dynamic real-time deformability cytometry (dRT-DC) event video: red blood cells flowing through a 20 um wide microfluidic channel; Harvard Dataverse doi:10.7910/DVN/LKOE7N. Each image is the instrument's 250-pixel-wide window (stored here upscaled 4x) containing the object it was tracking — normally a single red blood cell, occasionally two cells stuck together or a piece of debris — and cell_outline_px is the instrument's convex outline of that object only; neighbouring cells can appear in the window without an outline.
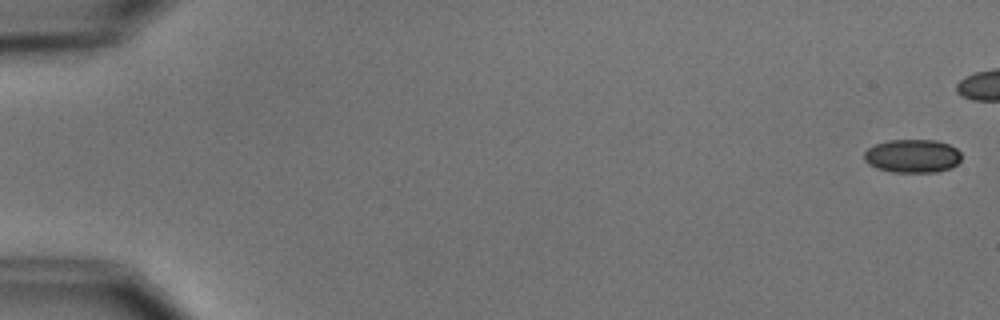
{"species": "common noctule bat (a hibernating species)", "species_latin": "Nyctalus noctula", "temperature_condition": "cold", "stored_images_in_passage": 33, "camera_frame_rate_fps": 3000, "um_per_image_px": 0.085, "animal": {"sex": "male", "body_mass_g": 15.6}, "frame": {"image": 1, "passage_image": 2, "time_ms": 0.333, "image_size_px": [1000, 320], "cell_outline_px": [[960, 160], [952, 168], [936, 172], [892, 172], [876, 168], [868, 164], [864, 160], [864, 152], [868, 148], [876, 144], [888, 140], [936, 140], [948, 144], [956, 148], [960, 152]], "centroid_in_image_um": [77.55, 13.26], "position_along_channel_um": 7.5, "area_um2": 19.02}}
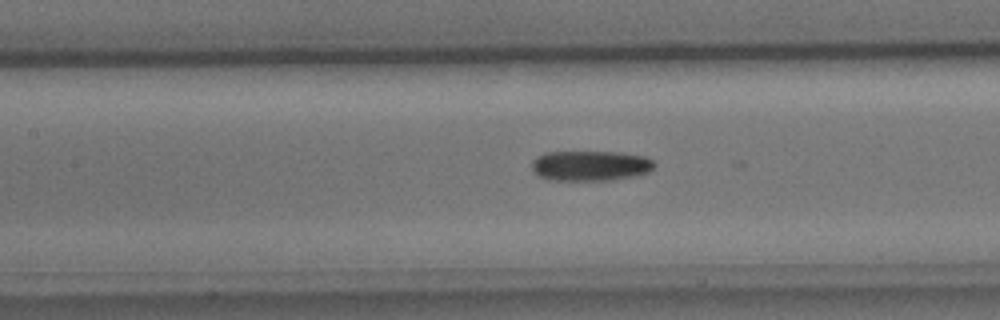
{"frame": {"image": 2, "passage_image": 27, "time_ms": 8.667, "image_size_px": [1000, 320], "cell_outline_px": [[656, 164], [648, 172], [640, 176], [612, 180], [548, 180], [536, 176], [532, 168], [532, 160], [536, 156], [544, 152], [616, 152], [644, 156], [652, 160]], "centroid_in_image_um": [50.16, 14.09], "position_along_channel_um": 157.2, "area_um2": 21.91}}
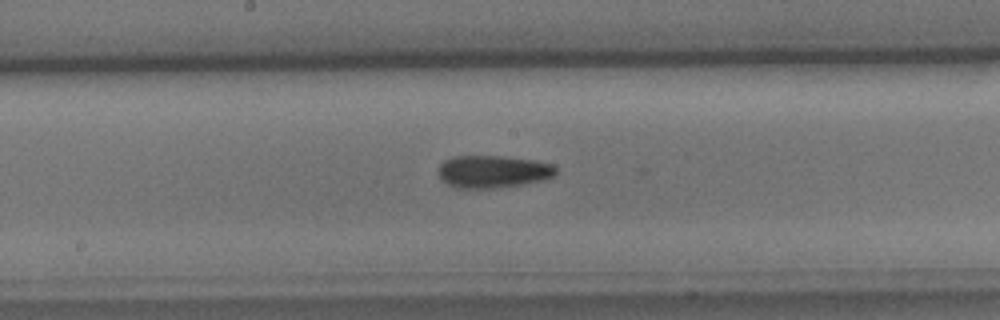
{"frame": {"image": 3, "passage_image": 31, "time_ms": 10.0, "image_size_px": [1000, 320], "cell_outline_px": [[556, 172], [552, 176], [540, 180], [520, 184], [496, 188], [452, 188], [440, 176], [440, 164], [444, 160], [452, 156], [504, 156], [532, 160], [552, 164], [556, 168]], "centroid_in_image_um": [41.87, 14.58], "position_along_channel_um": 206.3, "area_um2": 21.96}}